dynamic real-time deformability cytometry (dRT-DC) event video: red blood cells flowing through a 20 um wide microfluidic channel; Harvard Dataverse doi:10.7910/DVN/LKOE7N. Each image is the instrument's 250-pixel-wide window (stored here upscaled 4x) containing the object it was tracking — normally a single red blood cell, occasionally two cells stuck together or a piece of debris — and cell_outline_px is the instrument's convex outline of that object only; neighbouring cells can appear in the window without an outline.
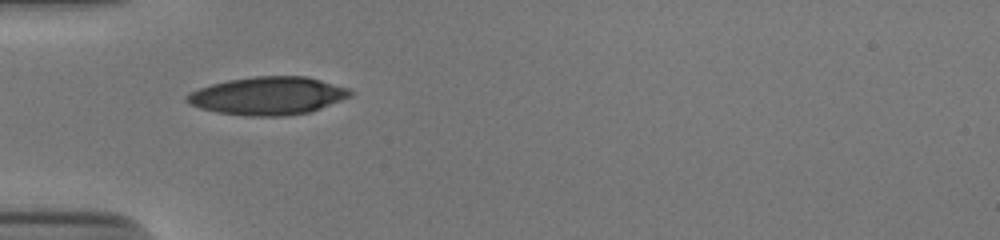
{"species": "human", "species_latin": "Homo sapiens", "temperature_condition": "cold", "stored_images_in_passage": 36, "camera_frame_rate_fps": 3000, "um_per_image_px": 0.085, "donor": {"sex": "male"}, "frame": {"image": 1, "passage_image": 1, "time_ms": 0.0, "image_size_px": [1000, 240], "cell_outline_px": [[356, 92], [352, 96], [312, 112], [284, 116], [248, 116], [216, 112], [200, 108], [188, 104], [184, 100], [184, 96], [200, 88], [212, 84], [228, 80], [256, 76], [308, 76], [348, 88]], "centroid_in_image_um": [22.81, 8.15], "position_along_channel_um": 62.2, "area_um2": 36.41}}
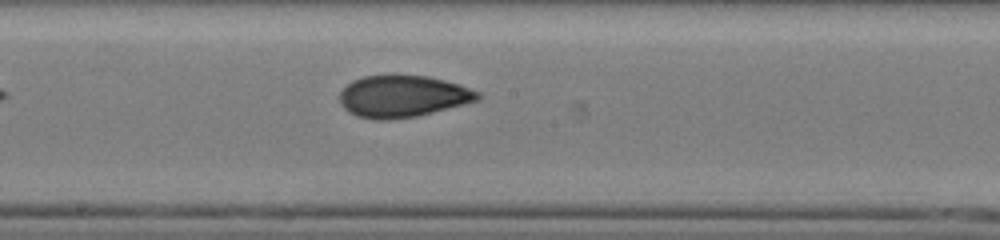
{"frame": {"image": 2, "passage_image": 13, "time_ms": 4.0, "image_size_px": [1000, 240], "cell_outline_px": [[480, 100], [416, 116], [388, 120], [372, 120], [356, 116], [348, 112], [340, 104], [340, 92], [352, 80], [364, 76], [428, 76], [460, 84], [480, 92]], "centroid_in_image_um": [34.22, 8.2], "position_along_channel_um": 214.0, "area_um2": 33.58}}
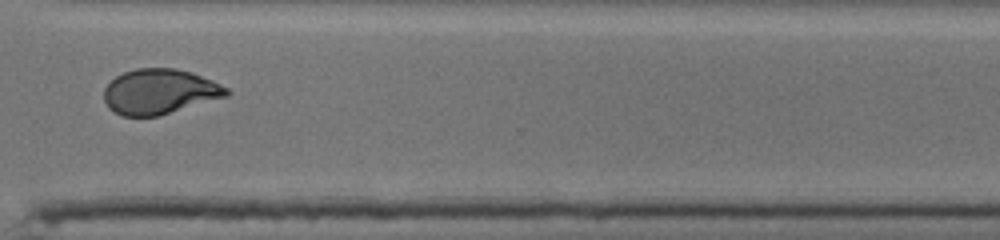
{"frame": {"image": 3, "passage_image": 24, "time_ms": 7.667, "image_size_px": [1000, 240], "cell_outline_px": [[232, 92], [228, 96], [160, 116], [120, 116], [108, 108], [104, 100], [104, 88], [116, 76], [124, 72], [136, 68], [176, 68], [212, 80], [228, 88]], "centroid_in_image_um": [13.56, 7.8], "position_along_channel_um": 357.0, "area_um2": 32.37}, "authors_computed_cell_mechanics": {"area_um2": 33.5529, "velocity_mm_per_s": 3.8911, "shape_relaxation_time_tau1_ms": 6.3416, "shape_relaxation_time_tau2_ms": 2.1293, "deformation_change_tau1": 0.194, "deformation_change_tau2": 0.066}}